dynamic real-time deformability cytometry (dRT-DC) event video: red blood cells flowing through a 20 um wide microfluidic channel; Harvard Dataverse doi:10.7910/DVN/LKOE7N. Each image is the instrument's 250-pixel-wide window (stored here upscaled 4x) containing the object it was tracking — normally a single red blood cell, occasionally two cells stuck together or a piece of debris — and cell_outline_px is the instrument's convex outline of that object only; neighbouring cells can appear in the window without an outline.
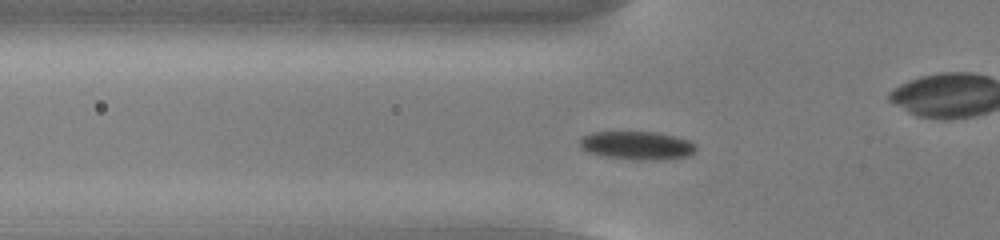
{"species": "common noctule bat (a hibernating species)", "species_latin": "Nyctalus noctula", "temperature_condition": "cold", "stored_images_in_passage": 45, "camera_frame_rate_fps": 3000, "um_per_image_px": 0.085, "animal": {"sex": "male", "body_mass_g": 13.0, "forearm_length_mm": 53.1}, "frame": {"image": 1, "passage_image": 8, "time_ms": 2.333, "image_size_px": [1000, 240], "cell_outline_px": [[696, 152], [688, 156], [664, 160], [636, 160], [600, 156], [588, 152], [580, 144], [580, 136], [592, 132], [656, 132], [676, 136], [688, 140], [696, 144]], "centroid_in_image_um": [54.17, 12.37], "position_along_channel_um": 71.6, "area_um2": 19.48}}
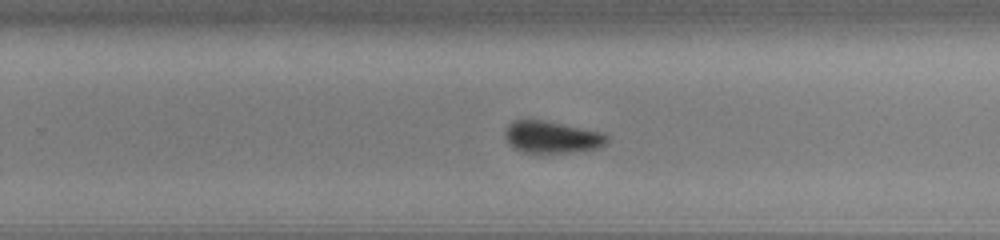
{"frame": {"image": 2, "passage_image": 25, "time_ms": 8.0, "image_size_px": [1000, 240], "cell_outline_px": [[608, 144], [600, 148], [568, 152], [524, 152], [508, 144], [504, 136], [504, 132], [508, 124], [512, 120], [544, 120], [604, 132], [608, 136]], "centroid_in_image_um": [46.93, 11.64], "position_along_channel_um": 282.9, "area_um2": 19.13}}
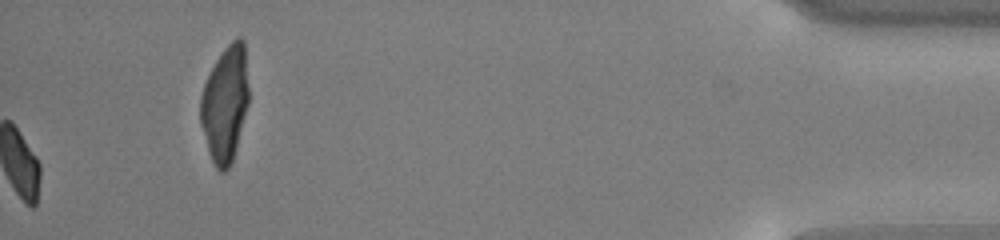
{"frame": {"image": 3, "passage_image": 45, "time_ms": 14.667, "image_size_px": [1000, 240], "cell_outline_px": [[248, 104], [236, 148], [232, 160], [228, 168], [224, 172], [220, 172], [216, 168], [208, 152], [200, 124], [200, 96], [204, 84], [216, 60], [224, 48], [236, 36], [240, 36], [244, 40], [248, 88]], "centroid_in_image_um": [19.12, 8.82], "position_along_channel_um": 416.1, "area_um2": 32.54}, "authors_computed_cell_mechanics": {"area_um2": 19.0162, "velocity_mm_per_s": 3.7431, "shape_relaxation_time_tau1_ms": 2.2959, "shape_relaxation_time_tau2_ms": null, "deformation_change_tau1": 0.0785, "deformation_change_tau2": null}}